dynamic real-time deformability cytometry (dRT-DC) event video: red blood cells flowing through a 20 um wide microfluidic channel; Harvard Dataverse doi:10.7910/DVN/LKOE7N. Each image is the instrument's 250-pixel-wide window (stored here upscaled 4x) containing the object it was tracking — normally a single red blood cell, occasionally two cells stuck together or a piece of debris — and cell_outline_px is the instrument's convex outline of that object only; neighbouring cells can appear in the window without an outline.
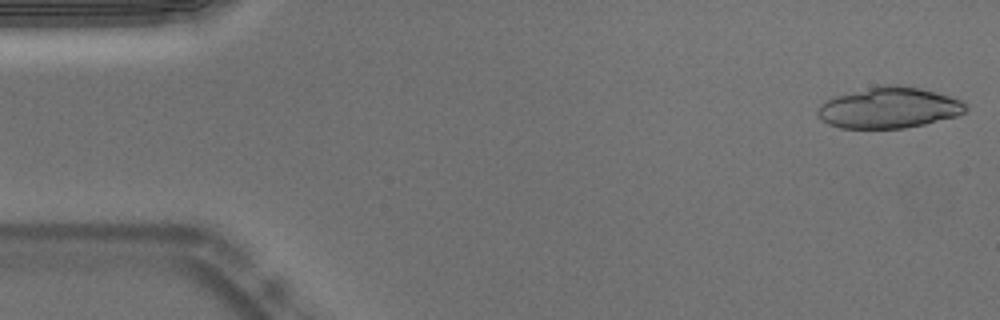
{"species": "Egyptian fruit bat (a non-hibernating species)", "species_latin": "Rousettus aegyptiacus", "temperature_condition": "warm", "stored_images_in_passage": 51, "camera_frame_rate_fps": 3000, "um_per_image_px": 0.085, "animal": {"sex": "male"}, "frame": {"image": 1, "passage_image": 1, "time_ms": 0.0, "image_size_px": [1000, 320], "cell_outline_px": [[968, 108], [964, 112], [956, 116], [924, 124], [904, 128], [840, 128], [828, 124], [820, 120], [816, 112], [820, 104], [836, 96], [884, 84], [892, 84], [920, 88], [964, 100], [968, 104]], "centroid_in_image_um": [75.58, 9.16], "position_along_channel_um": 9.4, "area_um2": 35.26}}